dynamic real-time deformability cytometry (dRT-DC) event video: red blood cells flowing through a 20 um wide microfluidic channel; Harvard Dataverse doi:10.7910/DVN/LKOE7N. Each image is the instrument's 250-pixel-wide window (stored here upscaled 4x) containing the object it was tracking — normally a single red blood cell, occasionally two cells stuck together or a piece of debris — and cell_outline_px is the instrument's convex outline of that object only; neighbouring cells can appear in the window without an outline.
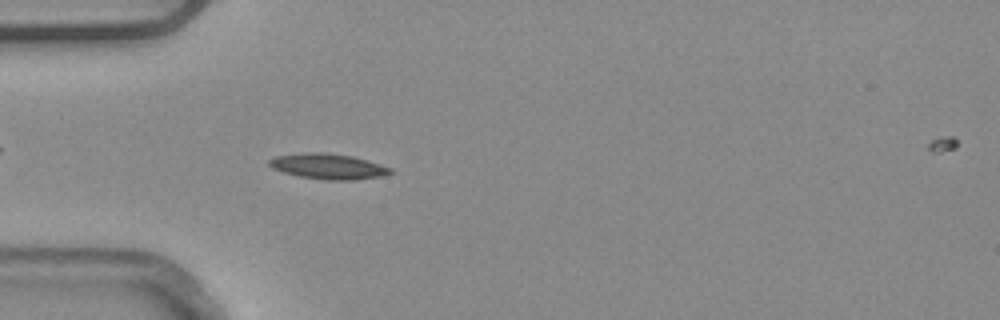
{"species": "common noctule bat (a hibernating species)", "species_latin": "Nyctalus noctula", "temperature_condition": "warm", "stored_images_in_passage": 4, "camera_frame_rate_fps": 3000, "um_per_image_px": 0.085, "animal": {"sex": "male", "body_mass_g": 20.4}, "frame": {"image": 1, "passage_image": 4, "time_ms": 1.0, "image_size_px": [1000, 320], "cell_outline_px": [[396, 172], [380, 176], [356, 180], [324, 180], [300, 176], [284, 172], [272, 168], [268, 164], [268, 160], [276, 156], [304, 152], [324, 152], [352, 156], [380, 164], [392, 168]], "centroid_in_image_um": [27.91, 14.14], "position_along_channel_um": 57.1, "area_um2": 18.03}}